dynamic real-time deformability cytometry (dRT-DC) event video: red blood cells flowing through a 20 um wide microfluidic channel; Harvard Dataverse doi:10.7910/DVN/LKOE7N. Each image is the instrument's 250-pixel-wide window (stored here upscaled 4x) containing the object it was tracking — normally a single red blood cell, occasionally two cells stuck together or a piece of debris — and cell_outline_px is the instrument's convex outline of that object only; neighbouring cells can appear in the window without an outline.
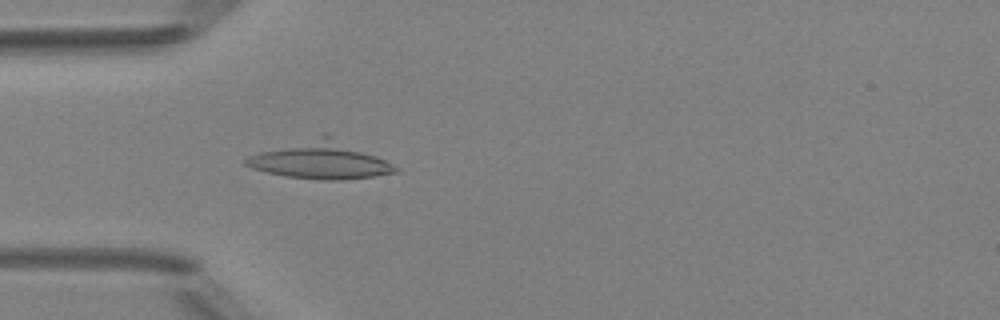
{"species": "Egyptian fruit bat (a non-hibernating species)", "species_latin": "Rousettus aegyptiacus", "temperature_condition": "room temperature", "stored_images_in_passage": 5, "camera_frame_rate_fps": 3000, "um_per_image_px": 0.085, "animal": {"sex": "female"}, "frame": {"image": 1, "passage_image": 5, "time_ms": 4.667, "image_size_px": [1000, 320], "cell_outline_px": [[400, 172], [372, 176], [340, 180], [324, 180], [288, 176], [268, 172], [252, 168], [244, 164], [244, 160], [248, 156], [260, 152], [324, 132], [328, 132], [400, 168]], "centroid_in_image_um": [27.25, 13.59], "position_along_channel_um": 57.7, "area_um2": 32.43}}